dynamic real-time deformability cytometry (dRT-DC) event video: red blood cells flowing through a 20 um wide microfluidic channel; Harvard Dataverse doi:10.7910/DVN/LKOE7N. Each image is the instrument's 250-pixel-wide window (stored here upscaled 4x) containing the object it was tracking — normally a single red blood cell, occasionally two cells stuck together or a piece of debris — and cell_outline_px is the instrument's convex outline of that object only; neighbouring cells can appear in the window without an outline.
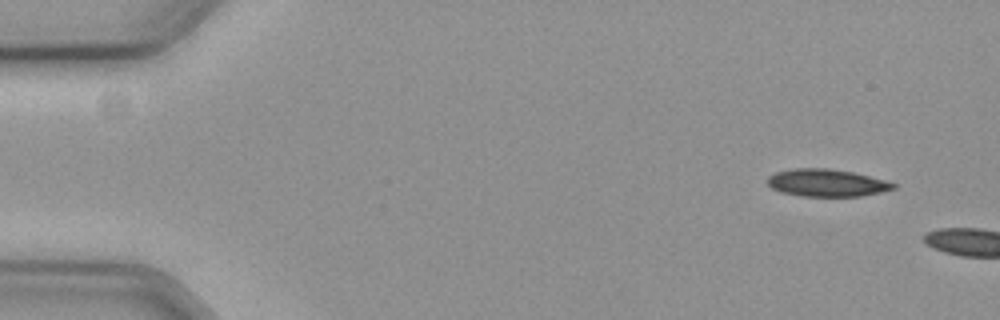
{"species": "common noctule bat (a hibernating species)", "species_latin": "Nyctalus noctula", "temperature_condition": "cold", "stored_images_in_passage": 4, "camera_frame_rate_fps": 3000, "um_per_image_px": 0.085, "animal": {"sex": "female", "body_mass_g": 19.3, "forearm_length_mm": 54.1}, "frame": {"image": 1, "passage_image": 1, "time_ms": 0.0, "image_size_px": [1000, 320], "cell_outline_px": [[896, 188], [880, 192], [860, 196], [804, 196], [780, 192], [772, 188], [768, 184], [768, 176], [776, 172], [792, 168], [828, 168], [852, 172], [884, 180], [896, 184]], "centroid_in_image_um": [70.24, 15.54], "position_along_channel_um": 14.8, "area_um2": 19.94}}